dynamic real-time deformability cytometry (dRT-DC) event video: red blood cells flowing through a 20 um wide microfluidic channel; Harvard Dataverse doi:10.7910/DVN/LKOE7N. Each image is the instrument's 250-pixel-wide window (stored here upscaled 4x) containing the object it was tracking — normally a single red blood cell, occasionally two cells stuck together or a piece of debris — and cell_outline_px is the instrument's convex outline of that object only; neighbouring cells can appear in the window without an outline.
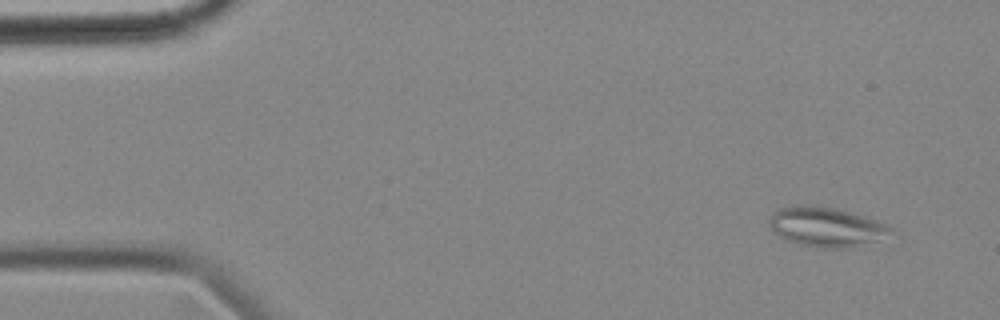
{"species": "common noctule bat (a hibernating species)", "species_latin": "Nyctalus noctula", "temperature_condition": "cold", "stored_images_in_passage": 56, "camera_frame_rate_fps": 3000, "um_per_image_px": 0.085, "animal": {"sex": "female", "body_mass_g": 18.4}, "frame": {"image": 1, "passage_image": 4, "time_ms": 1.0, "image_size_px": [1000, 320], "cell_outline_px": [[892, 232], [872, 240], [848, 248], [824, 248], [800, 244], [784, 240], [772, 228], [768, 220], [780, 208], [800, 204], [812, 204], [836, 208], [864, 216], [888, 224], [892, 228]], "centroid_in_image_um": [70.19, 19.26], "position_along_channel_um": 14.8, "area_um2": 27.51}}
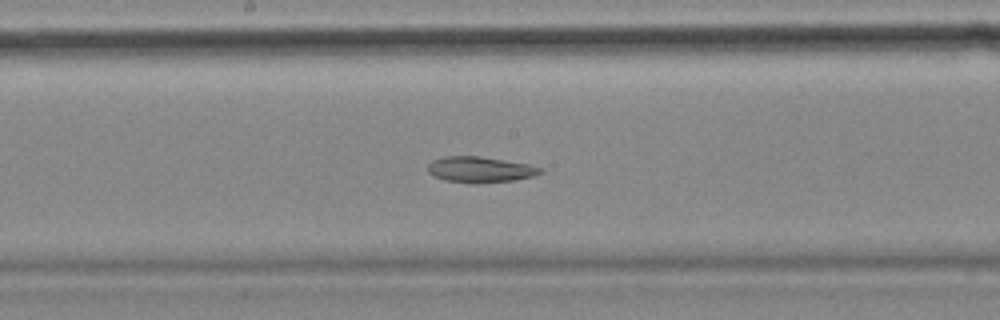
{"frame": {"image": 2, "passage_image": 29, "time_ms": 9.333, "image_size_px": [1000, 320], "cell_outline_px": [[544, 172], [532, 176], [516, 180], [476, 184], [472, 184], [444, 180], [432, 176], [428, 172], [428, 164], [432, 160], [444, 156], [480, 156], [528, 164], [544, 168]], "centroid_in_image_um": [40.8, 14.42], "position_along_channel_um": 207.4, "area_um2": 17.22}}
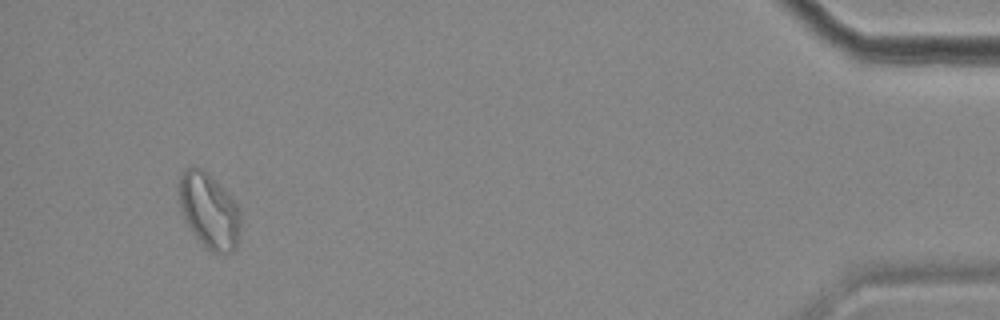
{"frame": {"image": 3, "passage_image": 53, "time_ms": 17.333, "image_size_px": [1000, 320], "cell_outline_px": [[240, 228], [236, 248], [232, 252], [212, 252], [192, 232], [184, 220], [180, 208], [176, 192], [176, 184], [184, 168], [192, 164], [208, 172], [236, 204], [240, 212]], "centroid_in_image_um": [17.7, 17.85], "position_along_channel_um": 417.5, "area_um2": 27.28}}